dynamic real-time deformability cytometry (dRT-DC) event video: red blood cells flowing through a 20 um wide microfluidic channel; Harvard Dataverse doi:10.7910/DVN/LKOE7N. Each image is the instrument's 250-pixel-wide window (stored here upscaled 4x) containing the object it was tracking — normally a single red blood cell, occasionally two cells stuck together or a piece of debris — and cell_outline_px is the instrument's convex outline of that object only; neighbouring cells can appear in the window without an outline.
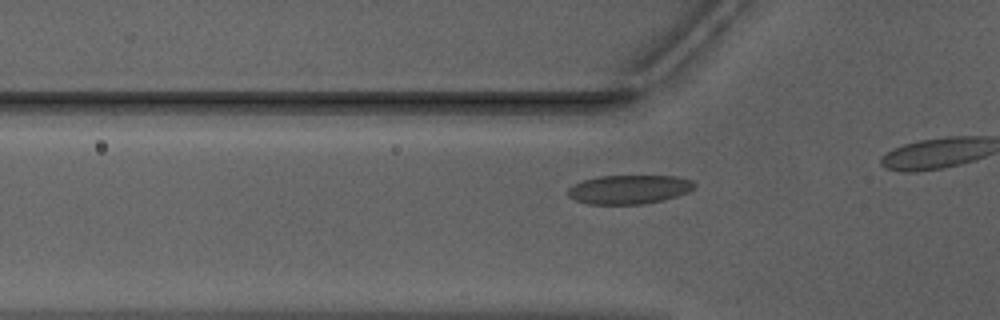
{"species": "Egyptian fruit bat (a non-hibernating species)", "species_latin": "Rousettus aegyptiacus", "temperature_condition": "warm", "stored_images_in_passage": 10, "camera_frame_rate_fps": 3000, "um_per_image_px": 0.085, "animal": {"sex": "male"}, "frame": {"image": 1, "passage_image": 5, "time_ms": 1.333, "image_size_px": [1000, 320], "cell_outline_px": [[696, 188], [688, 192], [664, 200], [644, 204], [588, 204], [576, 200], [568, 196], [568, 188], [584, 180], [600, 176], [676, 176], [692, 180], [696, 184]], "centroid_in_image_um": [53.52, 16.1], "position_along_channel_um": 72.3, "area_um2": 21.33}}
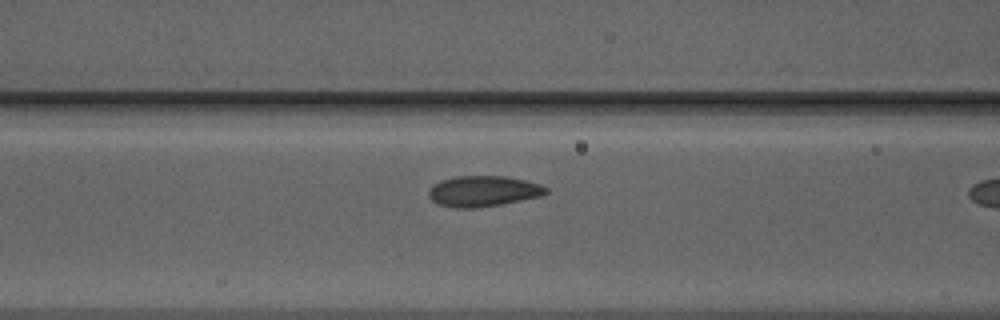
{"frame": {"image": 2, "passage_image": 9, "time_ms": 2.667, "image_size_px": [1000, 320], "cell_outline_px": [[548, 192], [544, 196], [500, 204], [476, 208], [456, 208], [440, 204], [432, 200], [428, 196], [428, 188], [432, 184], [440, 180], [456, 176], [504, 176], [524, 180], [540, 184], [548, 188]], "centroid_in_image_um": [41.07, 16.24], "position_along_channel_um": 125.5, "area_um2": 21.15}}